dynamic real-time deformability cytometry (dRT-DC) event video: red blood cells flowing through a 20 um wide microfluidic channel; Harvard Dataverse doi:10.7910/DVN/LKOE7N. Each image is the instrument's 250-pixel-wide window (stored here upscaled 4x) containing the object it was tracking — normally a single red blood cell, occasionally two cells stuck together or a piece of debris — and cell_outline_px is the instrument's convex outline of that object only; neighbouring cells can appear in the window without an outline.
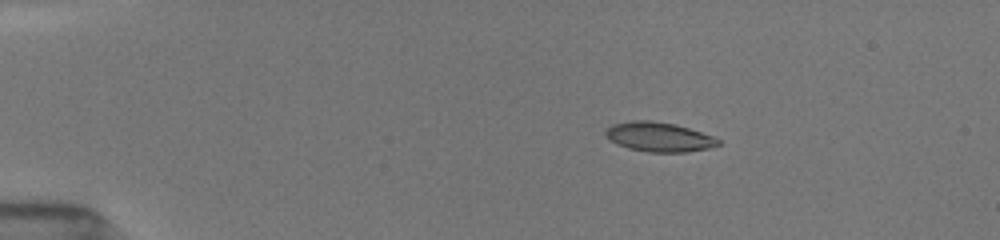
{"species": "common noctule bat (a hibernating species)", "species_latin": "Nyctalus noctula", "temperature_condition": "room temperature", "stored_images_in_passage": 15, "camera_frame_rate_fps": 3000, "um_per_image_px": 0.085, "animal": {"sex": "female", "body_mass_g": 19.5, "forearm_length_mm": 54.1}, "frame": {"image": 1, "passage_image": 3, "time_ms": 2.0, "image_size_px": [1000, 240], "cell_outline_px": [[720, 144], [708, 148], [684, 152], [648, 152], [628, 148], [616, 144], [604, 136], [604, 132], [612, 124], [632, 120], [652, 120], [676, 124], [712, 136], [720, 140]], "centroid_in_image_um": [55.96, 11.63], "position_along_channel_um": 29.0, "area_um2": 19.36}}
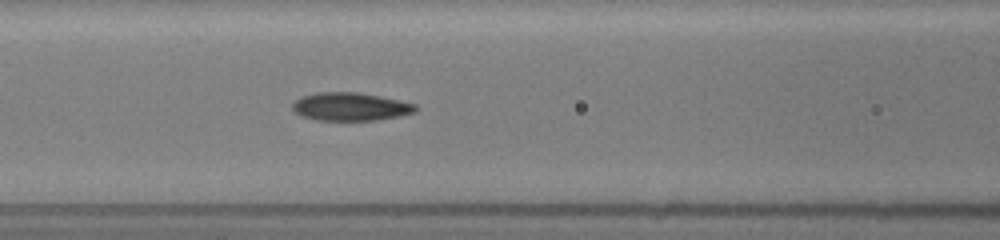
{"frame": {"image": 2, "passage_image": 12, "time_ms": 6.667, "image_size_px": [1000, 240], "cell_outline_px": [[416, 112], [400, 116], [376, 120], [316, 120], [300, 116], [292, 108], [292, 104], [300, 96], [316, 92], [360, 92], [400, 100], [416, 104]], "centroid_in_image_um": [29.78, 9.06], "position_along_channel_um": 136.8, "area_um2": 20.35}}
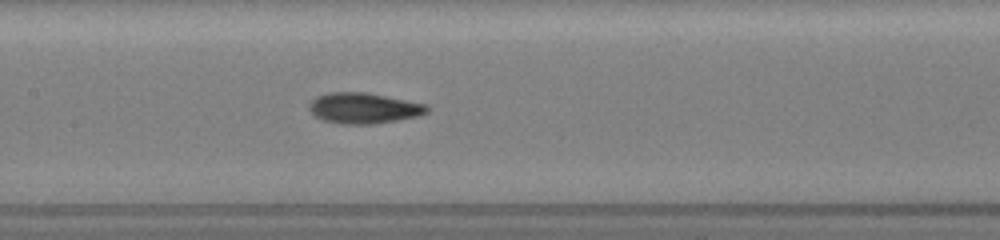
{"frame": {"image": 3, "passage_image": 15, "time_ms": 7.667, "image_size_px": [1000, 240], "cell_outline_px": [[428, 112], [420, 116], [376, 124], [340, 124], [324, 120], [316, 116], [308, 108], [308, 104], [316, 96], [328, 92], [364, 92], [428, 104]], "centroid_in_image_um": [30.93, 9.19], "position_along_channel_um": 176.5, "area_um2": 21.21}}